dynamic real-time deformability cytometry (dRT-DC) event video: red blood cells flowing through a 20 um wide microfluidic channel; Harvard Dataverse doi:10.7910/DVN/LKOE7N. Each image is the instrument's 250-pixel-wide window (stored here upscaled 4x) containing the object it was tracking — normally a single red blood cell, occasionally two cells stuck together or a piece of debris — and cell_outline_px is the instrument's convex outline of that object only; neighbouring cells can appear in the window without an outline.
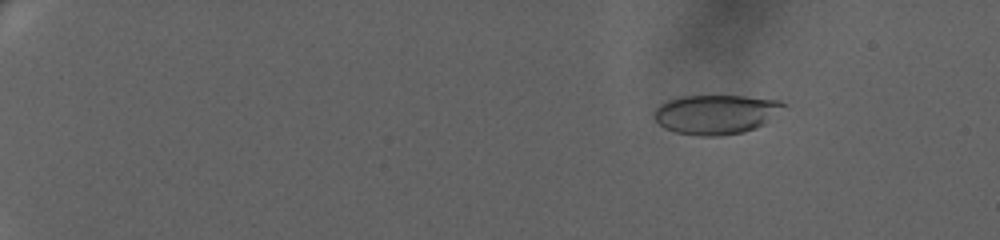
{"species": "human", "species_latin": "Homo sapiens", "temperature_condition": "warm", "stored_images_in_passage": 69, "camera_frame_rate_fps": 3000, "um_per_image_px": 0.085, "donor": {"sex": "female"}, "frame": {"image": 1, "passage_image": 11, "time_ms": 3.333, "image_size_px": [1000, 240], "cell_outline_px": [[788, 104], [764, 124], [756, 128], [744, 132], [720, 136], [700, 136], [676, 132], [664, 128], [652, 116], [652, 112], [660, 104], [668, 100], [680, 96], [744, 96], [780, 100]], "centroid_in_image_um": [60.84, 9.71], "position_along_channel_um": 24.2, "area_um2": 29.88}}
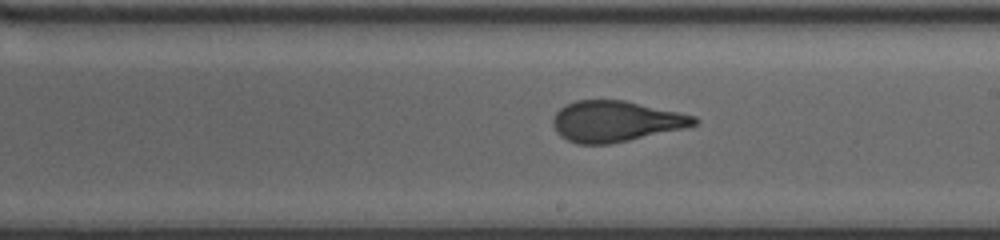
{"frame": {"image": 2, "passage_image": 45, "time_ms": 14.667, "image_size_px": [1000, 240], "cell_outline_px": [[700, 120], [696, 124], [688, 128], [608, 144], [576, 144], [560, 136], [556, 132], [552, 124], [552, 120], [556, 112], [564, 104], [576, 100], [624, 100], [696, 116]], "centroid_in_image_um": [52.32, 10.31], "position_along_channel_um": 236.7, "area_um2": 33.76}}
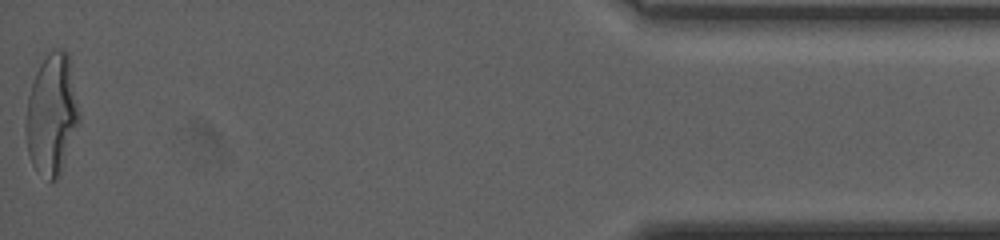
{"frame": {"image": 3, "passage_image": 69, "time_ms": 22.667, "image_size_px": [1000, 240], "cell_outline_px": [[80, 120], [60, 176], [56, 180], [48, 180], [32, 164], [28, 152], [24, 128], [24, 124], [28, 96], [36, 72], [40, 64], [48, 52], [52, 48], [64, 48], [68, 52], [80, 116]], "centroid_in_image_um": [4.39, 9.71], "position_along_channel_um": 430.8, "area_um2": 37.74}, "authors_computed_cell_mechanics": {"area_um2": 33.2928, "velocity_mm_per_s": 3.2592, "shape_relaxation_time_tau1_ms": 7.0575, "shape_relaxation_time_tau2_ms": 0.9666, "deformation_change_tau1": 0.258, "deformation_change_tau2": 0.085}}